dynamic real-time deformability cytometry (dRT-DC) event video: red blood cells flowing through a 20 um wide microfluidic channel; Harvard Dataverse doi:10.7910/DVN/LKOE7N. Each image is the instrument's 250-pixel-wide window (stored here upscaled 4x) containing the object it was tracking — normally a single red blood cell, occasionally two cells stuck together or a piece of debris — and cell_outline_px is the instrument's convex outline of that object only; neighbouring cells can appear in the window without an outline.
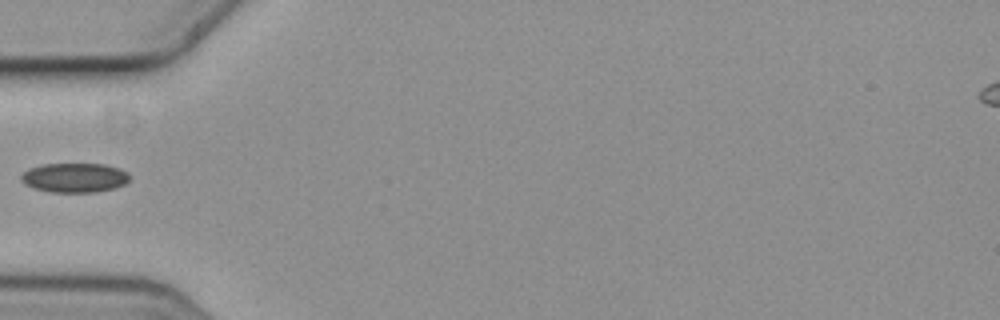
{"species": "common noctule bat (a hibernating species)", "species_latin": "Nyctalus noctula", "temperature_condition": "cold", "stored_images_in_passage": 1, "camera_frame_rate_fps": 3000, "um_per_image_px": 0.085, "animal": {"sex": "female", "body_mass_g": 19.3, "forearm_length_mm": 54.1}, "frame": {"image": 1, "passage_image": 1, "time_ms": 0.0, "image_size_px": [1000, 320], "cell_outline_px": [[128, 180], [124, 184], [112, 188], [96, 192], [48, 192], [24, 184], [20, 180], [20, 176], [28, 168], [44, 164], [104, 164], [116, 168], [124, 172], [128, 176]], "centroid_in_image_um": [6.26, 15.1], "position_along_channel_um": 78.7, "area_um2": 18.32}}